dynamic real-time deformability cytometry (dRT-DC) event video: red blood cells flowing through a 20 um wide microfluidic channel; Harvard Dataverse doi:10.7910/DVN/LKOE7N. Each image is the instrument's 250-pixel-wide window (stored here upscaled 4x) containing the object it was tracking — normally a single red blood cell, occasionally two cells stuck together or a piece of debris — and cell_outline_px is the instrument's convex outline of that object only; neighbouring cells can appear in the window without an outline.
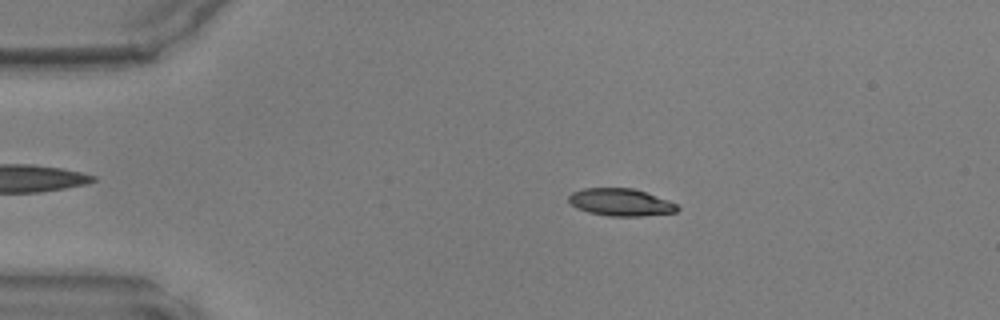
{"species": "common noctule bat (a hibernating species)", "species_latin": "Nyctalus noctula", "temperature_condition": "warm", "stored_images_in_passage": 41, "camera_frame_rate_fps": 3000, "um_per_image_px": 0.085, "animal": {"sex": "male", "body_mass_g": 17.9, "forearm_length_mm": 54.2}, "frame": {"image": 1, "passage_image": 3, "time_ms": 0.667, "image_size_px": [1000, 320], "cell_outline_px": [[680, 208], [676, 212], [644, 216], [608, 216], [588, 212], [576, 208], [568, 200], [568, 196], [572, 192], [584, 188], [632, 188], [668, 200], [676, 204]], "centroid_in_image_um": [52.74, 17.2], "position_along_channel_um": 32.3, "area_um2": 17.28}}
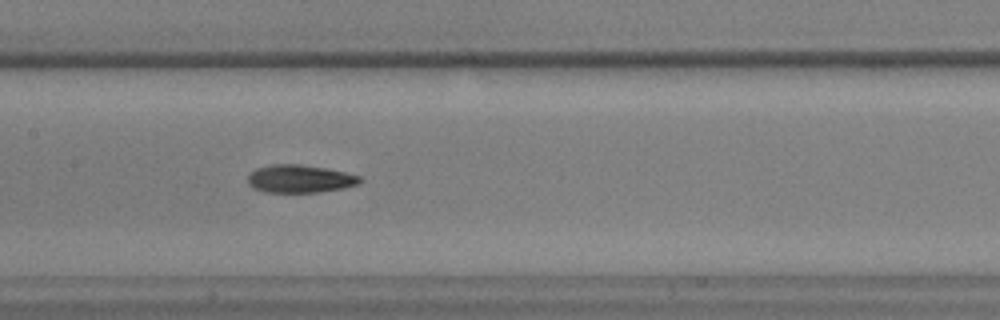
{"frame": {"image": 2, "passage_image": 17, "time_ms": 5.333, "image_size_px": [1000, 320], "cell_outline_px": [[364, 180], [360, 184], [344, 188], [320, 192], [264, 192], [252, 188], [248, 184], [248, 172], [256, 168], [272, 164], [300, 164], [324, 168], [344, 172], [360, 176]], "centroid_in_image_um": [25.47, 15.2], "position_along_channel_um": 181.9, "area_um2": 18.44}}
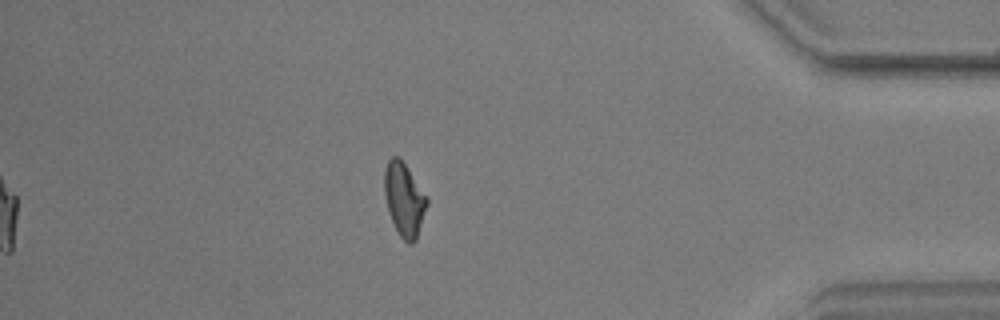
{"frame": {"image": 3, "passage_image": 35, "time_ms": 11.333, "image_size_px": [1000, 320], "cell_outline_px": [[428, 204], [416, 240], [412, 244], [408, 244], [400, 236], [392, 220], [384, 196], [384, 168], [388, 160], [392, 156], [400, 156], [428, 196]], "centroid_in_image_um": [34.37, 16.91], "position_along_channel_um": 400.8, "area_um2": 18.44}}